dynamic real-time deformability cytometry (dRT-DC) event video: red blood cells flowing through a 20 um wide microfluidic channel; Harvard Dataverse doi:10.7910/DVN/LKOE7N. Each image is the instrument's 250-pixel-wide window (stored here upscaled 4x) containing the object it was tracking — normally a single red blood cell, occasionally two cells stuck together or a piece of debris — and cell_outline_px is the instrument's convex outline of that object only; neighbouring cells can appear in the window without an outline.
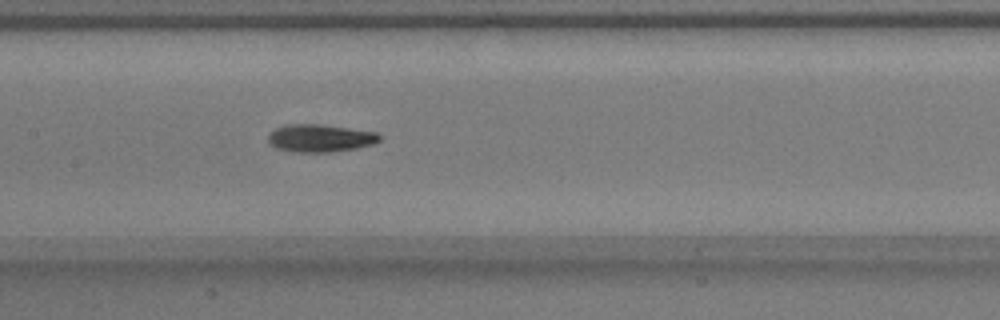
{"species": "common noctule bat (a hibernating species)", "species_latin": "Nyctalus noctula", "temperature_condition": "warm", "stored_images_in_passage": 53, "camera_frame_rate_fps": 3000, "um_per_image_px": 0.085, "animal": {"sex": "male", "body_mass_g": 17.9}, "frame": {"image": 1, "passage_image": 26, "time_ms": 8.333, "image_size_px": [1000, 320], "cell_outline_px": [[380, 140], [372, 144], [356, 148], [328, 152], [292, 152], [276, 148], [268, 144], [268, 136], [276, 128], [284, 124], [320, 124], [376, 132], [380, 136]], "centroid_in_image_um": [27.16, 11.74], "position_along_channel_um": 180.2, "area_um2": 17.92}}
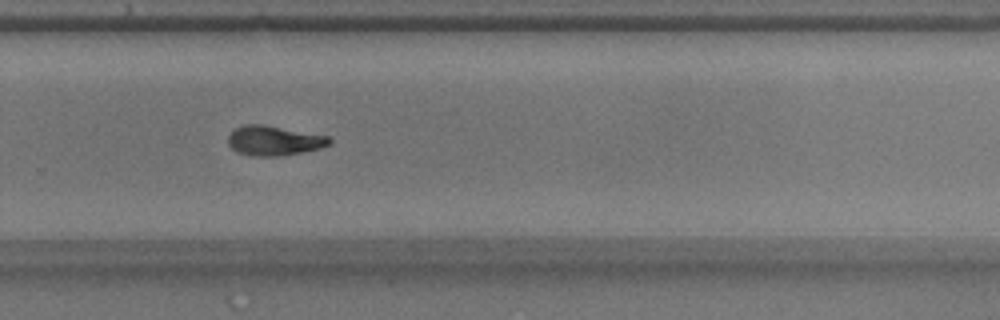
{"frame": {"image": 2, "passage_image": 36, "time_ms": 11.667, "image_size_px": [1000, 320], "cell_outline_px": [[332, 144], [320, 148], [280, 156], [252, 156], [236, 152], [228, 144], [228, 136], [236, 128], [244, 124], [260, 124], [328, 136], [332, 140]], "centroid_in_image_um": [23.28, 11.96], "position_along_channel_um": 306.5, "area_um2": 17.4}}
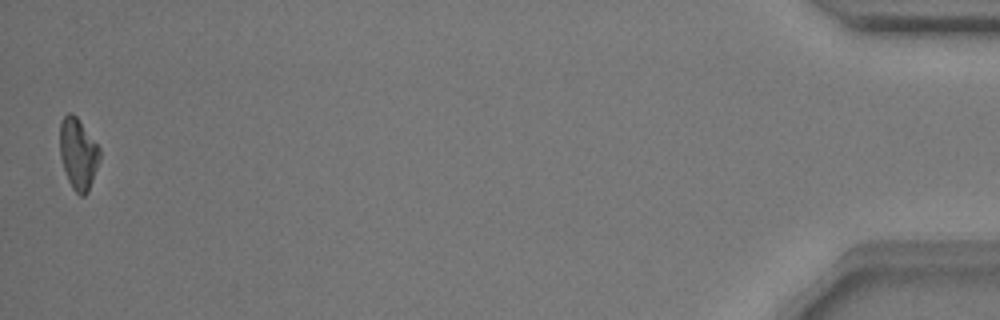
{"frame": {"image": 3, "passage_image": 53, "time_ms": 17.333, "image_size_px": [1000, 320], "cell_outline_px": [[100, 160], [88, 192], [84, 196], [80, 196], [72, 188], [68, 180], [60, 156], [60, 124], [64, 116], [68, 112], [72, 112], [76, 116], [100, 148]], "centroid_in_image_um": [6.65, 13.08], "position_along_channel_um": 428.6, "area_um2": 16.47}, "authors_computed_cell_mechanics": {"area_um2": 17.34, "velocity_mm_per_s": 3.8037, "shape_relaxation_time_tau1_ms": 5.2614, "shape_relaxation_time_tau2_ms": 3.1134, "deformation_change_tau1": 0.1743, "deformation_change_tau2": 0.0981}}